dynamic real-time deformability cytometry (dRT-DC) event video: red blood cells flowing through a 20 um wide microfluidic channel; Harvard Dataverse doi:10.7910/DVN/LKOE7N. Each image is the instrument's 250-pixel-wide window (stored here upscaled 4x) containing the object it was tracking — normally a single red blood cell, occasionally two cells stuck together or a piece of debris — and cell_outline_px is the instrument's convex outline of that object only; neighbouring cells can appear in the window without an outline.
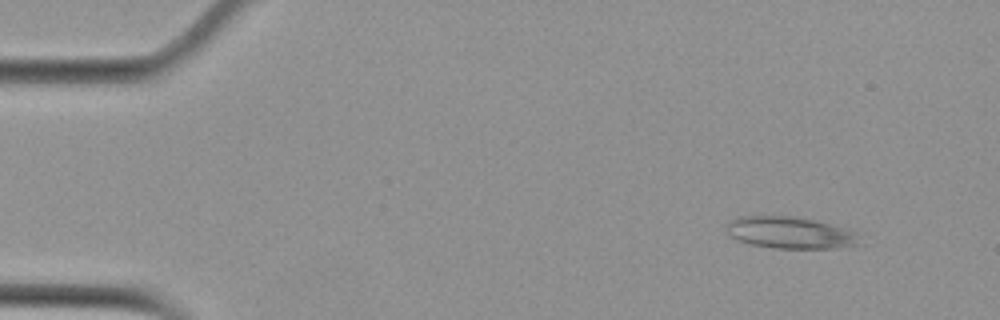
{"species": "Egyptian fruit bat (a non-hibernating species)", "species_latin": "Rousettus aegyptiacus", "temperature_condition": "cold", "stored_images_in_passage": 53, "camera_frame_rate_fps": 3000, "um_per_image_px": 0.085, "animal": {"sex": "female"}, "frame": {"image": 1, "passage_image": 4, "time_ms": 1.0, "image_size_px": [1000, 320], "cell_outline_px": [[864, 244], [832, 248], [772, 248], [752, 244], [736, 240], [728, 236], [728, 220], [740, 216], [792, 216], [812, 220], [828, 224], [856, 232]], "centroid_in_image_um": [67.15, 19.79], "position_along_channel_um": 17.9, "area_um2": 24.57}}
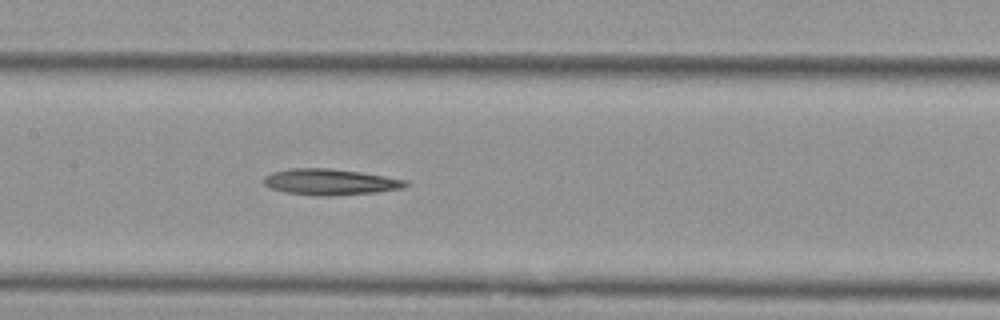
{"frame": {"image": 2, "passage_image": 25, "time_ms": 8.0, "image_size_px": [1000, 320], "cell_outline_px": [[408, 184], [400, 188], [376, 192], [328, 196], [316, 196], [284, 192], [272, 188], [264, 184], [264, 176], [272, 172], [288, 168], [328, 168], [360, 172], [408, 180]], "centroid_in_image_um": [28.02, 15.46], "position_along_channel_um": 179.4, "area_um2": 21.44}}
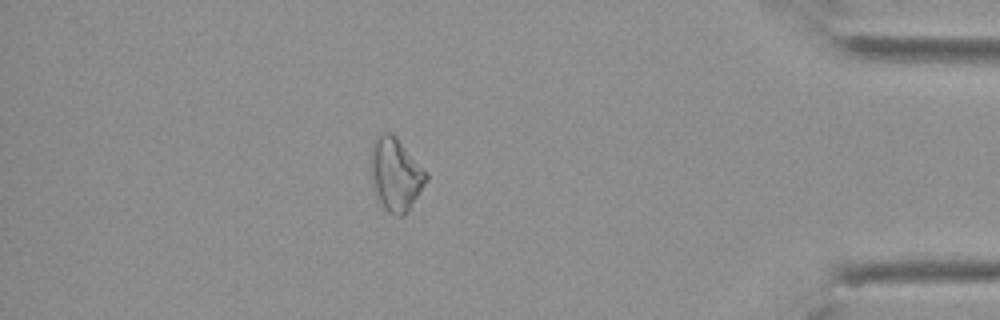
{"frame": {"image": 3, "passage_image": 46, "time_ms": 15.0, "image_size_px": [1000, 320], "cell_outline_px": [[428, 180], [404, 216], [396, 216], [388, 212], [376, 200], [372, 184], [372, 144], [376, 136], [380, 132], [392, 132], [396, 136], [428, 172]], "centroid_in_image_um": [33.63, 14.82], "position_along_channel_um": 401.6, "area_um2": 23.76}}